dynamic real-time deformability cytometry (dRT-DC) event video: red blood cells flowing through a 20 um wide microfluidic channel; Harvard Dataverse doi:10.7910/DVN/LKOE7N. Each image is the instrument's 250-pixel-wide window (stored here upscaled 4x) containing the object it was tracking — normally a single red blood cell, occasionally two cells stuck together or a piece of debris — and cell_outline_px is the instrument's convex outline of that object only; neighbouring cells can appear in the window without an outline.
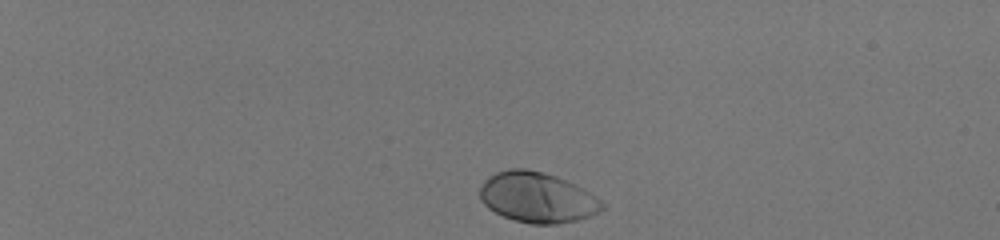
{"species": "human", "species_latin": "Homo sapiens", "temperature_condition": "room temperature", "stored_images_in_passage": 39, "camera_frame_rate_fps": 3000, "um_per_image_px": 0.085, "donor": {"sex": "male"}, "frame": {"image": 1, "passage_image": 1, "time_ms": 0.0, "image_size_px": [1000, 240], "cell_outline_px": [[604, 208], [600, 212], [576, 220], [556, 224], [532, 224], [516, 220], [504, 216], [488, 208], [480, 200], [480, 188], [484, 180], [488, 176], [496, 172], [512, 168], [528, 168], [544, 172], [556, 176], [584, 188], [600, 200], [604, 204]], "centroid_in_image_um": [45.66, 16.76], "position_along_channel_um": 39.3, "area_um2": 35.89}}
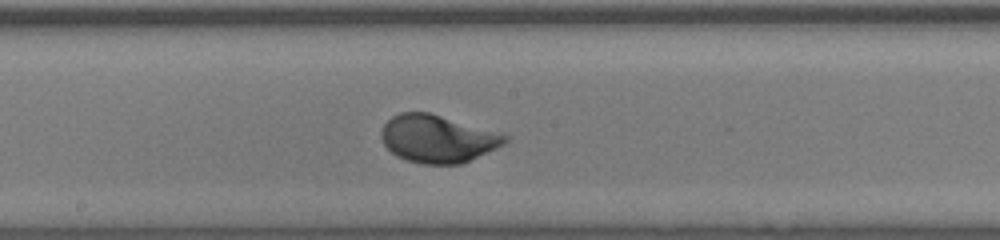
{"frame": {"image": 2, "passage_image": 22, "time_ms": 7.0, "image_size_px": [1000, 240], "cell_outline_px": [[508, 140], [504, 144], [496, 148], [460, 164], [420, 164], [396, 156], [384, 144], [380, 136], [380, 132], [384, 124], [392, 116], [400, 112], [428, 112], [508, 136]], "centroid_in_image_um": [37.13, 11.8], "position_along_channel_um": 211.1, "area_um2": 33.76}}
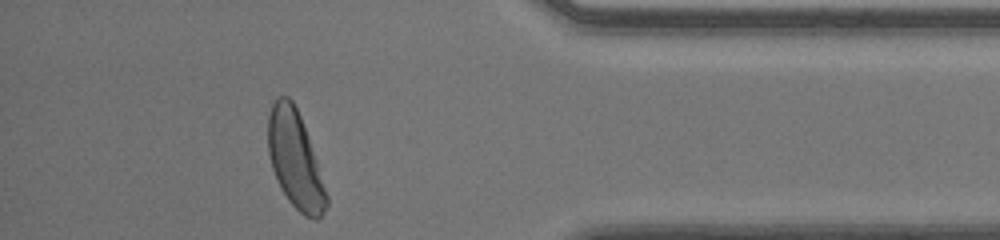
{"frame": {"image": 3, "passage_image": 38, "time_ms": 12.333, "image_size_px": [1000, 240], "cell_outline_px": [[328, 204], [324, 212], [316, 220], [312, 220], [304, 216], [288, 200], [280, 188], [272, 168], [268, 152], [268, 116], [272, 104], [280, 96], [288, 96], [292, 100], [300, 116], [308, 136], [328, 196]], "centroid_in_image_um": [25.08, 13.6], "position_along_channel_um": 410.1, "area_um2": 32.77}, "authors_computed_cell_mechanics": {"area_um2": 33.7552, "velocity_mm_per_s": 4.0397, "shape_relaxation_time_tau1_ms": 1.5581, "shape_relaxation_time_tau2_ms": null, "deformation_change_tau1": 0.1308, "deformation_change_tau2": null}}